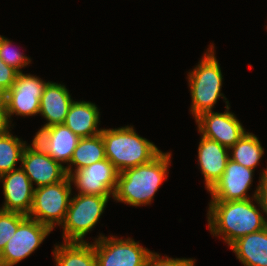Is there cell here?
Segmentation results:
<instances>
[{
	"label": "cell",
	"mask_w": 267,
	"mask_h": 266,
	"mask_svg": "<svg viewBox=\"0 0 267 266\" xmlns=\"http://www.w3.org/2000/svg\"><path fill=\"white\" fill-rule=\"evenodd\" d=\"M214 48V44L209 45L198 65L188 72L192 102L190 112L194 118L204 112L212 111L220 97L225 100V108L229 106V101L221 93L223 75Z\"/></svg>",
	"instance_id": "obj_4"
},
{
	"label": "cell",
	"mask_w": 267,
	"mask_h": 266,
	"mask_svg": "<svg viewBox=\"0 0 267 266\" xmlns=\"http://www.w3.org/2000/svg\"><path fill=\"white\" fill-rule=\"evenodd\" d=\"M195 259L192 258H169L161 256L156 252H150L144 266H195Z\"/></svg>",
	"instance_id": "obj_26"
},
{
	"label": "cell",
	"mask_w": 267,
	"mask_h": 266,
	"mask_svg": "<svg viewBox=\"0 0 267 266\" xmlns=\"http://www.w3.org/2000/svg\"><path fill=\"white\" fill-rule=\"evenodd\" d=\"M263 154L264 149L259 138L250 132H246L238 142L229 148L231 160L252 170H255Z\"/></svg>",
	"instance_id": "obj_22"
},
{
	"label": "cell",
	"mask_w": 267,
	"mask_h": 266,
	"mask_svg": "<svg viewBox=\"0 0 267 266\" xmlns=\"http://www.w3.org/2000/svg\"><path fill=\"white\" fill-rule=\"evenodd\" d=\"M100 111L95 103L89 101H73L64 125L80 138L93 137L101 133L99 129Z\"/></svg>",
	"instance_id": "obj_18"
},
{
	"label": "cell",
	"mask_w": 267,
	"mask_h": 266,
	"mask_svg": "<svg viewBox=\"0 0 267 266\" xmlns=\"http://www.w3.org/2000/svg\"><path fill=\"white\" fill-rule=\"evenodd\" d=\"M55 266H97L93 243L62 242L55 244Z\"/></svg>",
	"instance_id": "obj_20"
},
{
	"label": "cell",
	"mask_w": 267,
	"mask_h": 266,
	"mask_svg": "<svg viewBox=\"0 0 267 266\" xmlns=\"http://www.w3.org/2000/svg\"><path fill=\"white\" fill-rule=\"evenodd\" d=\"M26 218V215L20 213L0 210V254Z\"/></svg>",
	"instance_id": "obj_24"
},
{
	"label": "cell",
	"mask_w": 267,
	"mask_h": 266,
	"mask_svg": "<svg viewBox=\"0 0 267 266\" xmlns=\"http://www.w3.org/2000/svg\"><path fill=\"white\" fill-rule=\"evenodd\" d=\"M254 171L229 159L221 178L208 191L210 201H236L257 198L259 185H257L252 197L248 190L253 182Z\"/></svg>",
	"instance_id": "obj_11"
},
{
	"label": "cell",
	"mask_w": 267,
	"mask_h": 266,
	"mask_svg": "<svg viewBox=\"0 0 267 266\" xmlns=\"http://www.w3.org/2000/svg\"><path fill=\"white\" fill-rule=\"evenodd\" d=\"M119 172L106 158L74 171L69 177L78 194L114 196Z\"/></svg>",
	"instance_id": "obj_10"
},
{
	"label": "cell",
	"mask_w": 267,
	"mask_h": 266,
	"mask_svg": "<svg viewBox=\"0 0 267 266\" xmlns=\"http://www.w3.org/2000/svg\"><path fill=\"white\" fill-rule=\"evenodd\" d=\"M195 122L201 136L227 148L232 147L247 132L235 114L230 112V105L224 113L204 112L195 118Z\"/></svg>",
	"instance_id": "obj_12"
},
{
	"label": "cell",
	"mask_w": 267,
	"mask_h": 266,
	"mask_svg": "<svg viewBox=\"0 0 267 266\" xmlns=\"http://www.w3.org/2000/svg\"><path fill=\"white\" fill-rule=\"evenodd\" d=\"M0 103H4V93L0 90Z\"/></svg>",
	"instance_id": "obj_30"
},
{
	"label": "cell",
	"mask_w": 267,
	"mask_h": 266,
	"mask_svg": "<svg viewBox=\"0 0 267 266\" xmlns=\"http://www.w3.org/2000/svg\"><path fill=\"white\" fill-rule=\"evenodd\" d=\"M104 159L105 145L101 133L93 137L80 138L69 165L65 166L66 174L70 176L74 171Z\"/></svg>",
	"instance_id": "obj_21"
},
{
	"label": "cell",
	"mask_w": 267,
	"mask_h": 266,
	"mask_svg": "<svg viewBox=\"0 0 267 266\" xmlns=\"http://www.w3.org/2000/svg\"><path fill=\"white\" fill-rule=\"evenodd\" d=\"M260 179H259V191L257 198L259 200V203L261 205L263 213L267 215V168L262 170L260 173ZM266 226H267V220H265Z\"/></svg>",
	"instance_id": "obj_28"
},
{
	"label": "cell",
	"mask_w": 267,
	"mask_h": 266,
	"mask_svg": "<svg viewBox=\"0 0 267 266\" xmlns=\"http://www.w3.org/2000/svg\"><path fill=\"white\" fill-rule=\"evenodd\" d=\"M18 71L5 64L0 58V90L5 94L14 85Z\"/></svg>",
	"instance_id": "obj_27"
},
{
	"label": "cell",
	"mask_w": 267,
	"mask_h": 266,
	"mask_svg": "<svg viewBox=\"0 0 267 266\" xmlns=\"http://www.w3.org/2000/svg\"><path fill=\"white\" fill-rule=\"evenodd\" d=\"M71 186L67 175L60 182L35 188L32 207L27 217L48 226L52 231L56 225L61 226L73 195Z\"/></svg>",
	"instance_id": "obj_6"
},
{
	"label": "cell",
	"mask_w": 267,
	"mask_h": 266,
	"mask_svg": "<svg viewBox=\"0 0 267 266\" xmlns=\"http://www.w3.org/2000/svg\"><path fill=\"white\" fill-rule=\"evenodd\" d=\"M11 126L8 123L5 111V103H0V134L6 132Z\"/></svg>",
	"instance_id": "obj_29"
},
{
	"label": "cell",
	"mask_w": 267,
	"mask_h": 266,
	"mask_svg": "<svg viewBox=\"0 0 267 266\" xmlns=\"http://www.w3.org/2000/svg\"><path fill=\"white\" fill-rule=\"evenodd\" d=\"M253 200L260 208L255 206ZM207 212L210 233L213 236H222L220 238L228 246L240 237L267 227L258 198L210 201Z\"/></svg>",
	"instance_id": "obj_1"
},
{
	"label": "cell",
	"mask_w": 267,
	"mask_h": 266,
	"mask_svg": "<svg viewBox=\"0 0 267 266\" xmlns=\"http://www.w3.org/2000/svg\"><path fill=\"white\" fill-rule=\"evenodd\" d=\"M110 198L78 193L73 195L61 224L64 242H86L84 236L99 222Z\"/></svg>",
	"instance_id": "obj_5"
},
{
	"label": "cell",
	"mask_w": 267,
	"mask_h": 266,
	"mask_svg": "<svg viewBox=\"0 0 267 266\" xmlns=\"http://www.w3.org/2000/svg\"><path fill=\"white\" fill-rule=\"evenodd\" d=\"M229 247L244 266H267V227L238 238Z\"/></svg>",
	"instance_id": "obj_19"
},
{
	"label": "cell",
	"mask_w": 267,
	"mask_h": 266,
	"mask_svg": "<svg viewBox=\"0 0 267 266\" xmlns=\"http://www.w3.org/2000/svg\"><path fill=\"white\" fill-rule=\"evenodd\" d=\"M20 166L35 188L55 184L67 176L65 166L53 160L34 139L25 147Z\"/></svg>",
	"instance_id": "obj_13"
},
{
	"label": "cell",
	"mask_w": 267,
	"mask_h": 266,
	"mask_svg": "<svg viewBox=\"0 0 267 266\" xmlns=\"http://www.w3.org/2000/svg\"><path fill=\"white\" fill-rule=\"evenodd\" d=\"M171 156L161 151L150 162L120 172L113 199L134 207L150 205L168 177Z\"/></svg>",
	"instance_id": "obj_2"
},
{
	"label": "cell",
	"mask_w": 267,
	"mask_h": 266,
	"mask_svg": "<svg viewBox=\"0 0 267 266\" xmlns=\"http://www.w3.org/2000/svg\"><path fill=\"white\" fill-rule=\"evenodd\" d=\"M12 41L4 36L0 35V58L8 66L13 67L19 73L22 72V68L31 63V58L19 52L18 50L11 49Z\"/></svg>",
	"instance_id": "obj_25"
},
{
	"label": "cell",
	"mask_w": 267,
	"mask_h": 266,
	"mask_svg": "<svg viewBox=\"0 0 267 266\" xmlns=\"http://www.w3.org/2000/svg\"><path fill=\"white\" fill-rule=\"evenodd\" d=\"M52 230L27 217L17 228L0 254V266H14L30 256Z\"/></svg>",
	"instance_id": "obj_9"
},
{
	"label": "cell",
	"mask_w": 267,
	"mask_h": 266,
	"mask_svg": "<svg viewBox=\"0 0 267 266\" xmlns=\"http://www.w3.org/2000/svg\"><path fill=\"white\" fill-rule=\"evenodd\" d=\"M33 139L53 160L68 166L80 137L64 124H59L40 128Z\"/></svg>",
	"instance_id": "obj_15"
},
{
	"label": "cell",
	"mask_w": 267,
	"mask_h": 266,
	"mask_svg": "<svg viewBox=\"0 0 267 266\" xmlns=\"http://www.w3.org/2000/svg\"><path fill=\"white\" fill-rule=\"evenodd\" d=\"M105 156L118 172L153 160L161 150L148 139L139 136L133 126L102 128Z\"/></svg>",
	"instance_id": "obj_3"
},
{
	"label": "cell",
	"mask_w": 267,
	"mask_h": 266,
	"mask_svg": "<svg viewBox=\"0 0 267 266\" xmlns=\"http://www.w3.org/2000/svg\"><path fill=\"white\" fill-rule=\"evenodd\" d=\"M4 203L0 210L28 216L33 202L34 185L21 168L0 175Z\"/></svg>",
	"instance_id": "obj_14"
},
{
	"label": "cell",
	"mask_w": 267,
	"mask_h": 266,
	"mask_svg": "<svg viewBox=\"0 0 267 266\" xmlns=\"http://www.w3.org/2000/svg\"><path fill=\"white\" fill-rule=\"evenodd\" d=\"M73 101L65 85L48 81L41 96L39 110L47 123L41 128L63 124Z\"/></svg>",
	"instance_id": "obj_17"
},
{
	"label": "cell",
	"mask_w": 267,
	"mask_h": 266,
	"mask_svg": "<svg viewBox=\"0 0 267 266\" xmlns=\"http://www.w3.org/2000/svg\"><path fill=\"white\" fill-rule=\"evenodd\" d=\"M198 166L204 177L205 188L210 190L221 178L229 158V148L201 136L198 145Z\"/></svg>",
	"instance_id": "obj_16"
},
{
	"label": "cell",
	"mask_w": 267,
	"mask_h": 266,
	"mask_svg": "<svg viewBox=\"0 0 267 266\" xmlns=\"http://www.w3.org/2000/svg\"><path fill=\"white\" fill-rule=\"evenodd\" d=\"M46 83L36 75L18 73L14 85L4 94L6 117L10 126L12 115L28 117L39 114Z\"/></svg>",
	"instance_id": "obj_8"
},
{
	"label": "cell",
	"mask_w": 267,
	"mask_h": 266,
	"mask_svg": "<svg viewBox=\"0 0 267 266\" xmlns=\"http://www.w3.org/2000/svg\"><path fill=\"white\" fill-rule=\"evenodd\" d=\"M9 128L0 134V175L10 172L16 168V164L22 161V155L26 141L12 135Z\"/></svg>",
	"instance_id": "obj_23"
},
{
	"label": "cell",
	"mask_w": 267,
	"mask_h": 266,
	"mask_svg": "<svg viewBox=\"0 0 267 266\" xmlns=\"http://www.w3.org/2000/svg\"><path fill=\"white\" fill-rule=\"evenodd\" d=\"M97 266H144L150 250L134 239L104 236L100 233L92 242Z\"/></svg>",
	"instance_id": "obj_7"
}]
</instances>
